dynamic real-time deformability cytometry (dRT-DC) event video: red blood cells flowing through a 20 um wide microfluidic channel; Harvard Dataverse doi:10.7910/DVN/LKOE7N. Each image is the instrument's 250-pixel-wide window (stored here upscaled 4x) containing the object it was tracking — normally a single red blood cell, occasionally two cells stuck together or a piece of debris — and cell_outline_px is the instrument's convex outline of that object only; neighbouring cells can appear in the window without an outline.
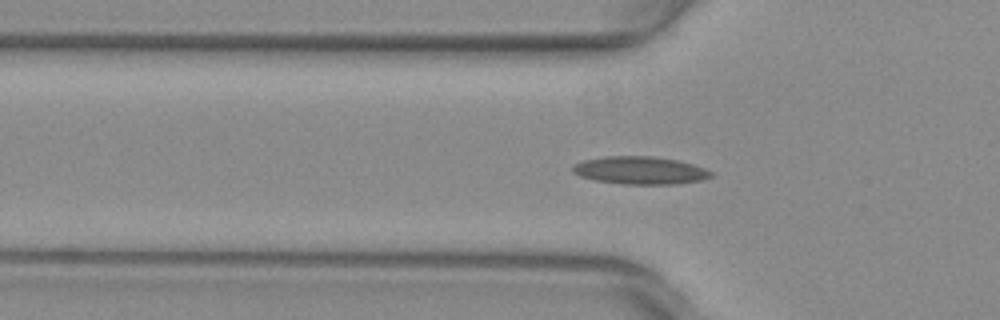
{"species": "common noctule bat (a hibernating species)", "species_latin": "Nyctalus noctula", "temperature_condition": "warm", "stored_images_in_passage": 41, "camera_frame_rate_fps": 3000, "um_per_image_px": 0.085, "animal": {"sex": "female", "body_mass_g": 29.2, "forearm_length_mm": 56.3}, "frame": {"image": 1, "passage_image": 5, "time_ms": 1.333, "image_size_px": [1000, 320], "cell_outline_px": [[712, 176], [704, 180], [676, 184], [624, 184], [596, 180], [580, 176], [572, 172], [572, 164], [584, 160], [604, 156], [652, 156], [676, 160], [692, 164], [704, 168], [712, 172]], "centroid_in_image_um": [54.4, 14.48], "position_along_channel_um": 71.4, "area_um2": 22.37}}
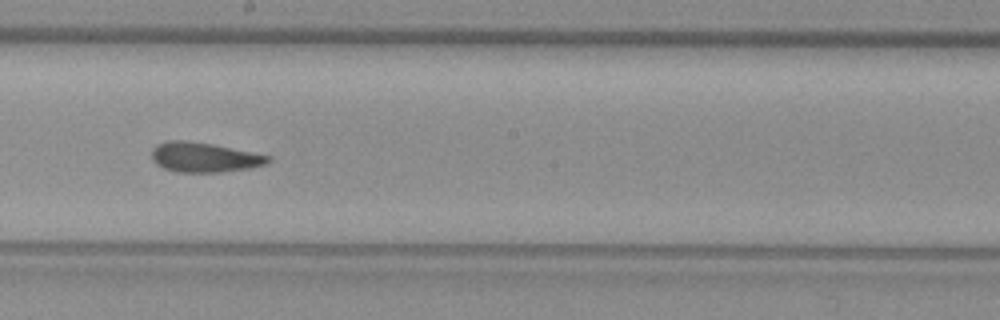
{"frame": {"image": 2, "passage_image": 17, "time_ms": 5.333, "image_size_px": [1000, 320], "cell_outline_px": [[272, 160], [268, 164], [248, 168], [220, 172], [176, 172], [164, 168], [156, 164], [152, 160], [152, 148], [156, 144], [168, 140], [184, 140], [212, 144], [272, 156]], "centroid_in_image_um": [17.35, 13.37], "position_along_channel_um": 230.8, "area_um2": 20.29}}
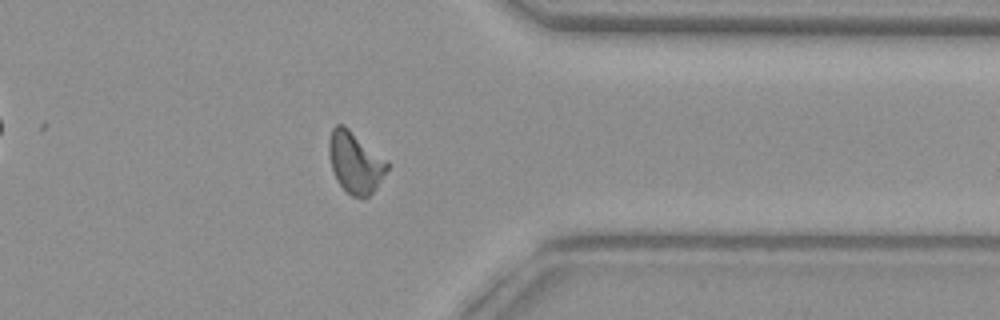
{"frame": {"image": 3, "passage_image": 29, "time_ms": 9.333, "image_size_px": [1000, 320], "cell_outline_px": [[392, 164], [376, 188], [368, 196], [352, 196], [336, 180], [332, 172], [328, 156], [328, 140], [332, 128], [336, 124], [344, 124], [388, 160]], "centroid_in_image_um": [30.19, 13.76], "position_along_channel_um": 381.2, "area_um2": 21.15}, "authors_computed_cell_mechanics": {"area_um2": 20.0566, "velocity_mm_per_s": 3.9773, "shape_relaxation_time_tau1_ms": null, "shape_relaxation_time_tau2_ms": 2.1196, "deformation_change_tau1": null, "deformation_change_tau2": 0.0834}}